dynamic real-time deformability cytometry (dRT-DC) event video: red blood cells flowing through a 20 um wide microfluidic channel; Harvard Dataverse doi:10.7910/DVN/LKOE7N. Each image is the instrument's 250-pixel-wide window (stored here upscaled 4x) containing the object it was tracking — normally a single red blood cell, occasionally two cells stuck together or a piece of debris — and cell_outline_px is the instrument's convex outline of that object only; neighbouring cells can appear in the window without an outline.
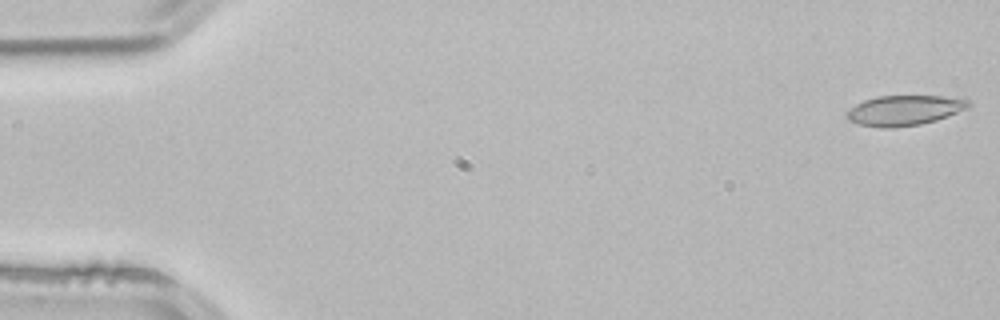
{"species": "common noctule bat (a hibernating species)", "species_latin": "Nyctalus noctula", "temperature_condition": "room temperature", "stored_images_in_passage": 4, "segment_of_instrument_passage": [2, 2], "camera_frame_rate_fps": 3000, "um_per_image_px": 0.085, "animal": {"sex": "male", "body_mass_g": 21.5, "forearm_length_mm": 52.0}, "frame": {"image": 1, "passage_image": 4, "time_ms": 1.0, "image_size_px": [1000, 320], "cell_outline_px": [[972, 104], [968, 108], [936, 120], [920, 124], [892, 128], [884, 128], [860, 124], [848, 120], [844, 116], [844, 112], [856, 104], [864, 100], [876, 96], [940, 96], [968, 100]], "centroid_in_image_um": [76.82, 9.38], "position_along_channel_um": 8.2, "area_um2": 21.33}}